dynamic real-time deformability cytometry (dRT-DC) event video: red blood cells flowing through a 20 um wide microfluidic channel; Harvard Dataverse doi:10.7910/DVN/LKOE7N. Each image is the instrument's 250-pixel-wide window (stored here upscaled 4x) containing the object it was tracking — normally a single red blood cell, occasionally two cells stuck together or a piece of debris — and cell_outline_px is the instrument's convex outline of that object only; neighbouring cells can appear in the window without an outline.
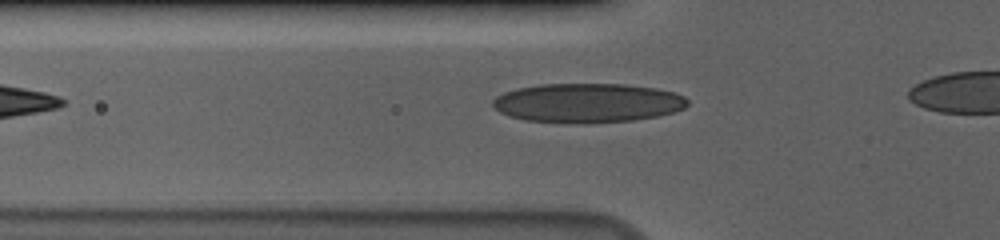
{"species": "human", "species_latin": "Homo sapiens", "temperature_condition": "cold", "stored_images_in_passage": 32, "camera_frame_rate_fps": 3000, "um_per_image_px": 0.085, "donor": {"sex": "male"}, "frame": {"image": 1, "passage_image": 5, "time_ms": 1.333, "image_size_px": [1000, 240], "cell_outline_px": [[688, 104], [684, 108], [672, 112], [656, 116], [632, 120], [588, 124], [568, 124], [524, 120], [508, 116], [500, 112], [492, 104], [492, 100], [496, 96], [504, 92], [520, 88], [540, 84], [624, 84], [656, 88], [676, 92], [684, 96], [688, 100]], "centroid_in_image_um": [49.93, 8.76], "position_along_channel_um": 75.9, "area_um2": 44.97}}
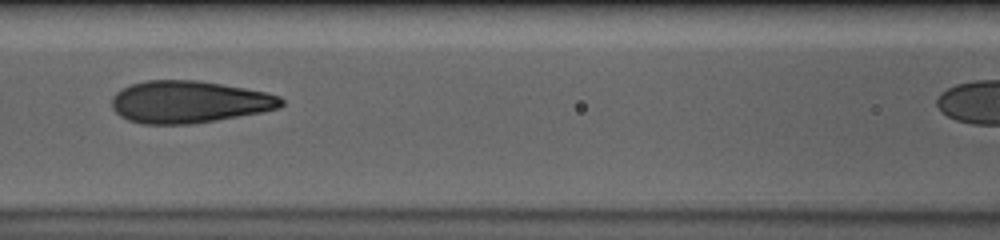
{"frame": {"image": 2, "passage_image": 11, "time_ms": 3.333, "image_size_px": [1000, 240], "cell_outline_px": [[284, 104], [280, 108], [260, 112], [216, 120], [192, 124], [140, 124], [128, 120], [120, 116], [112, 108], [112, 96], [116, 92], [132, 84], [148, 80], [196, 80], [244, 88], [264, 92], [280, 96], [284, 100]], "centroid_in_image_um": [16.05, 8.67], "position_along_channel_um": 150.5, "area_um2": 41.5}}
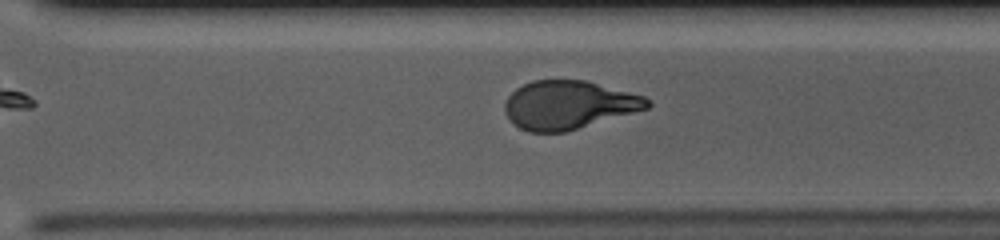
{"frame": {"image": 3, "passage_image": 25, "time_ms": 8.0, "image_size_px": [1000, 240], "cell_outline_px": [[652, 104], [648, 108], [564, 132], [528, 132], [520, 128], [504, 112], [504, 104], [508, 96], [516, 88], [532, 80], [584, 80], [644, 96]], "centroid_in_image_um": [48.3, 8.91], "position_along_channel_um": 322.3, "area_um2": 39.71}}